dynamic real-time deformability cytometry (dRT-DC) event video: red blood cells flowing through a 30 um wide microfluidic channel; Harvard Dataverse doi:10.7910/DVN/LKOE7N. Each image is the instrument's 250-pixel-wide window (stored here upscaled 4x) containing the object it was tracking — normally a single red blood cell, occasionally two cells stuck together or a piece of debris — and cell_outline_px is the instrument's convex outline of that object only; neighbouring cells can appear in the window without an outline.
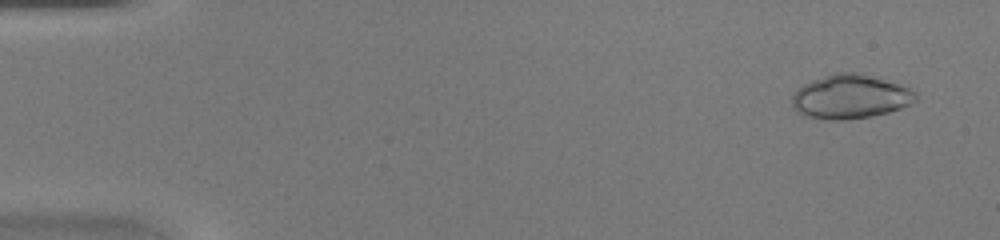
{"species": "common noctule bat (a hibernating species)", "species_latin": "Nyctalus noctula", "temperature_condition": "warm", "stored_images_in_passage": 46, "camera_frame_rate_fps": 3000, "um_per_image_px": 0.085, "animal": {"sex": "female", "body_mass_g": 20.0, "forearm_length_mm": 54.0}, "frame": {"image": 1, "passage_image": 3, "time_ms": 0.667, "image_size_px": [1000, 240], "cell_outline_px": [[916, 100], [912, 104], [888, 112], [868, 116], [844, 120], [828, 120], [808, 116], [796, 112], [792, 108], [792, 96], [804, 84], [812, 80], [836, 72], [860, 72], [900, 84], [916, 92]], "centroid_in_image_um": [72.28, 8.21], "position_along_channel_um": 12.7, "area_um2": 31.67}}